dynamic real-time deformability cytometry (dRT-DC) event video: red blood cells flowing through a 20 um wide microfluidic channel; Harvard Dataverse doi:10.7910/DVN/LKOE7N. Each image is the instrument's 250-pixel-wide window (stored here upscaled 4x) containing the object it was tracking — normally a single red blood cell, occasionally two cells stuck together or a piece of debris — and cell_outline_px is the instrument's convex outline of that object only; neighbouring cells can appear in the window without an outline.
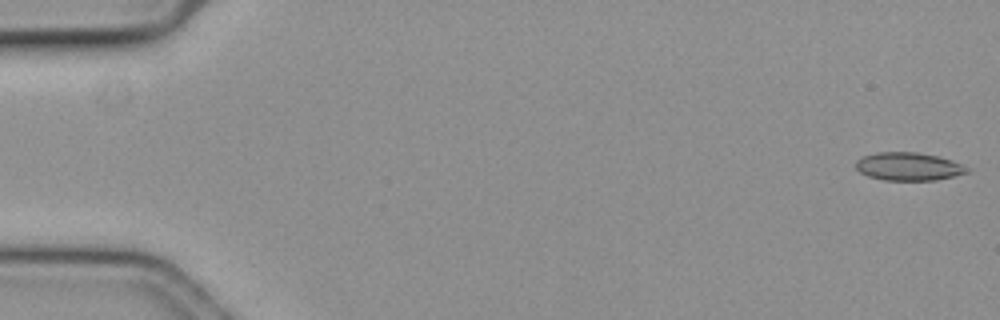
{"species": "common noctule bat (a hibernating species)", "species_latin": "Nyctalus noctula", "temperature_condition": "cold", "stored_images_in_passage": 16, "camera_frame_rate_fps": 3000, "um_per_image_px": 0.085, "animal": {"sex": "female", "body_mass_g": 19.3, "forearm_length_mm": 54.1}, "frame": {"image": 1, "passage_image": 1, "time_ms": 0.0, "image_size_px": [1000, 320], "cell_outline_px": [[968, 172], [936, 180], [884, 180], [868, 176], [860, 172], [856, 168], [856, 160], [864, 156], [876, 152], [916, 152], [936, 156], [952, 160], [968, 168]], "centroid_in_image_um": [77.19, 14.15], "position_along_channel_um": 7.8, "area_um2": 17.98}}
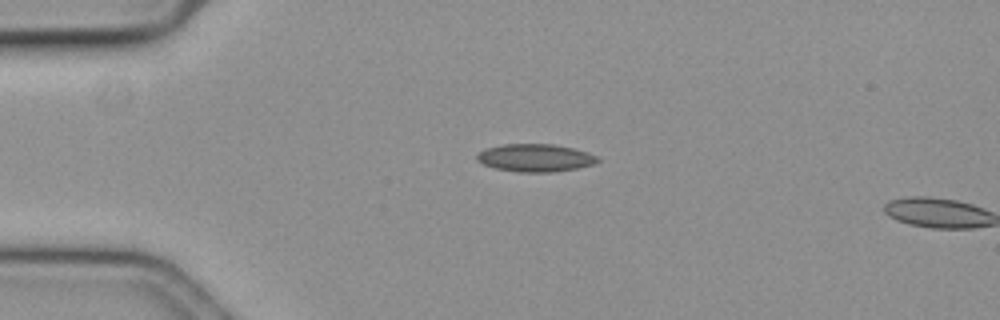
{"frame": {"image": 2, "passage_image": 14, "time_ms": 4.333, "image_size_px": [1000, 320], "cell_outline_px": [[600, 160], [592, 164], [576, 168], [552, 172], [520, 172], [496, 168], [484, 164], [476, 160], [476, 156], [484, 148], [504, 144], [552, 144], [572, 148], [588, 152], [596, 156]], "centroid_in_image_um": [45.47, 13.41], "position_along_channel_um": 39.5, "area_um2": 19.31}}